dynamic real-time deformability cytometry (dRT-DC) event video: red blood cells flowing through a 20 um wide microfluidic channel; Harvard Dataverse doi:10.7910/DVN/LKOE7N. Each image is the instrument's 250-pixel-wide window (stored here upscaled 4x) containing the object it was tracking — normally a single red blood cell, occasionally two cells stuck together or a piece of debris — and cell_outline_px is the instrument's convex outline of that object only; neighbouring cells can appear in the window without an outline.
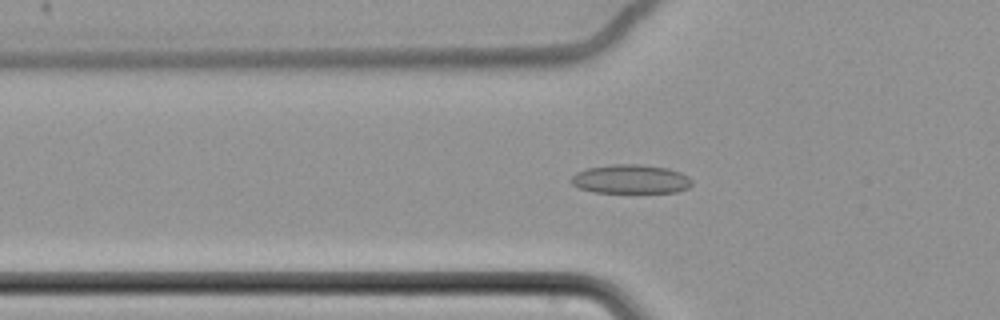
{"species": "common noctule bat (a hibernating species)", "species_latin": "Nyctalus noctula", "temperature_condition": "cold", "stored_images_in_passage": 61, "camera_frame_rate_fps": 3000, "um_per_image_px": 0.085, "animal": {"sex": "female", "body_mass_g": 22.7, "forearm_length_mm": 54.2}, "frame": {"image": 1, "passage_image": 25, "time_ms": 8.0, "image_size_px": [1000, 320], "cell_outline_px": [[692, 184], [688, 188], [676, 192], [592, 192], [580, 188], [572, 184], [568, 180], [576, 172], [588, 168], [612, 164], [640, 164], [668, 168], [680, 172], [688, 176], [692, 180]], "centroid_in_image_um": [53.6, 15.22], "position_along_channel_um": 72.2, "area_um2": 20.46}}
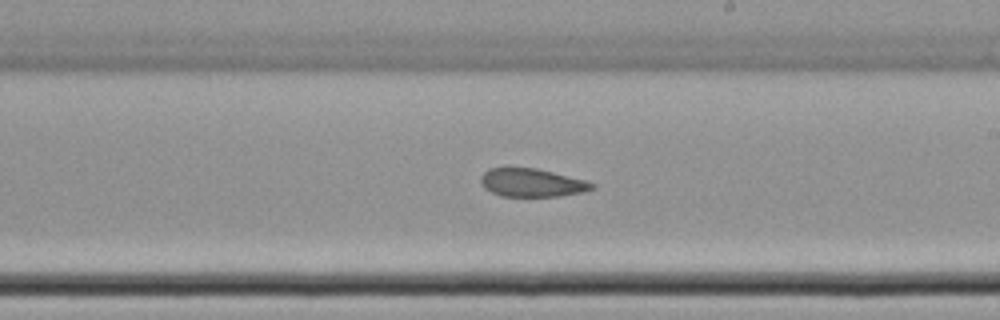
{"frame": {"image": 2, "passage_image": 40, "time_ms": 13.0, "image_size_px": [1000, 320], "cell_outline_px": [[596, 188], [584, 192], [560, 196], [500, 196], [484, 188], [480, 184], [480, 176], [488, 168], [504, 164], [508, 164], [536, 168], [584, 180], [596, 184]], "centroid_in_image_um": [45.12, 15.48], "position_along_channel_um": 243.9, "area_um2": 19.07}}
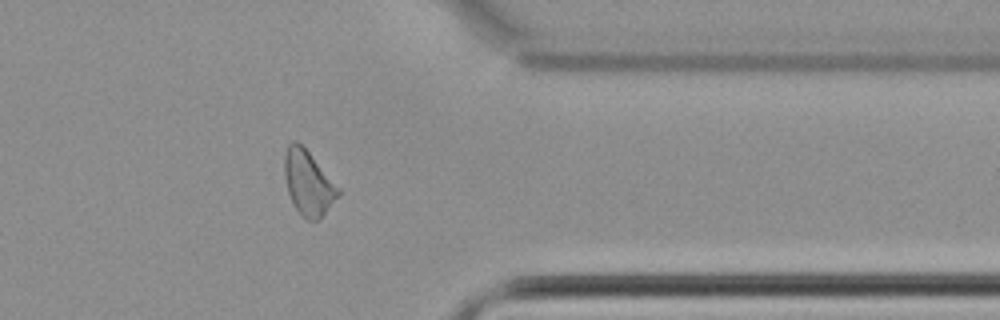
{"frame": {"image": 3, "passage_image": 53, "time_ms": 17.333, "image_size_px": [1000, 320], "cell_outline_px": [[340, 192], [324, 212], [316, 220], [308, 220], [300, 216], [292, 204], [288, 192], [284, 176], [284, 152], [288, 144], [292, 140], [296, 140], [308, 152], [340, 188]], "centroid_in_image_um": [26.14, 15.53], "position_along_channel_um": 385.3, "area_um2": 19.94}}